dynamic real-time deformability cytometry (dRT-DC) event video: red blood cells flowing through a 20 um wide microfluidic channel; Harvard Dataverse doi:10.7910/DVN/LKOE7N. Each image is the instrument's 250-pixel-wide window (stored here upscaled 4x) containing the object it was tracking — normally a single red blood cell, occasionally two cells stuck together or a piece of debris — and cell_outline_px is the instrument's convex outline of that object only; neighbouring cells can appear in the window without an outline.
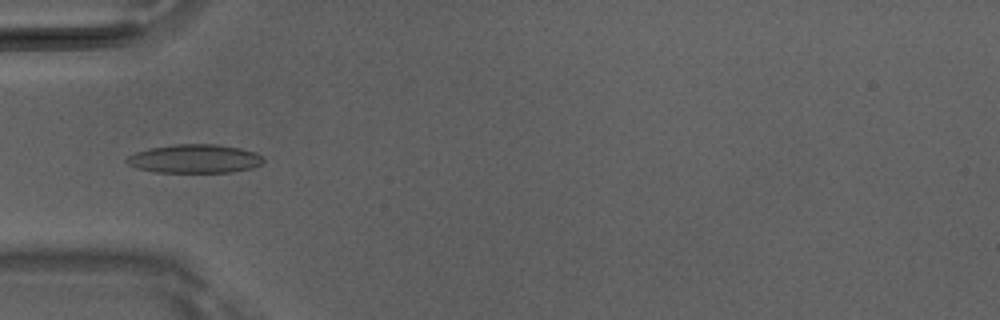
{"species": "Egyptian fruit bat (a non-hibernating species)", "species_latin": "Rousettus aegyptiacus", "temperature_condition": "room temperature", "stored_images_in_passage": 50, "camera_frame_rate_fps": 3000, "um_per_image_px": 0.085, "animal": {"sex": "male"}, "frame": {"image": 1, "passage_image": 17, "time_ms": 5.333, "image_size_px": [1000, 320], "cell_outline_px": [[264, 160], [260, 164], [252, 168], [232, 172], [156, 172], [136, 168], [128, 164], [124, 160], [128, 156], [136, 152], [148, 148], [176, 144], [216, 144], [240, 148], [256, 152]], "centroid_in_image_um": [16.52, 13.49], "position_along_channel_um": 68.5, "area_um2": 22.83}}
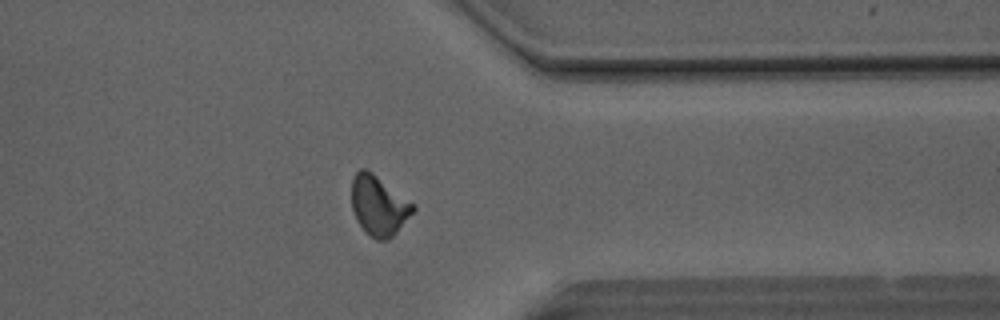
{"frame": {"image": 2, "passage_image": 40, "time_ms": 13.0, "image_size_px": [1000, 320], "cell_outline_px": [[416, 208], [396, 232], [388, 240], [376, 240], [356, 220], [352, 208], [352, 176], [360, 168], [364, 168], [372, 172], [416, 204]], "centroid_in_image_um": [32.2, 17.44], "position_along_channel_um": 379.2, "area_um2": 21.27}}
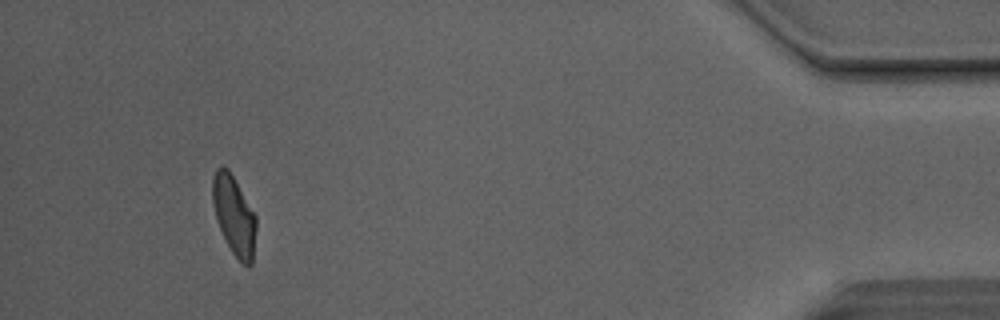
{"frame": {"image": 3, "passage_image": 47, "time_ms": 15.333, "image_size_px": [1000, 320], "cell_outline_px": [[256, 228], [252, 264], [248, 268], [232, 252], [216, 220], [212, 204], [212, 176], [216, 168], [228, 168], [256, 216]], "centroid_in_image_um": [19.88, 18.3], "position_along_channel_um": 415.3, "area_um2": 19.88}, "authors_computed_cell_mechanics": {"area_um2": 20.7791, "velocity_mm_per_s": 4.1401, "shape_relaxation_time_tau1_ms": 4.3204, "shape_relaxation_time_tau2_ms": 1.8756, "deformation_change_tau1": 0.1462, "deformation_change_tau2": 0.0836}}